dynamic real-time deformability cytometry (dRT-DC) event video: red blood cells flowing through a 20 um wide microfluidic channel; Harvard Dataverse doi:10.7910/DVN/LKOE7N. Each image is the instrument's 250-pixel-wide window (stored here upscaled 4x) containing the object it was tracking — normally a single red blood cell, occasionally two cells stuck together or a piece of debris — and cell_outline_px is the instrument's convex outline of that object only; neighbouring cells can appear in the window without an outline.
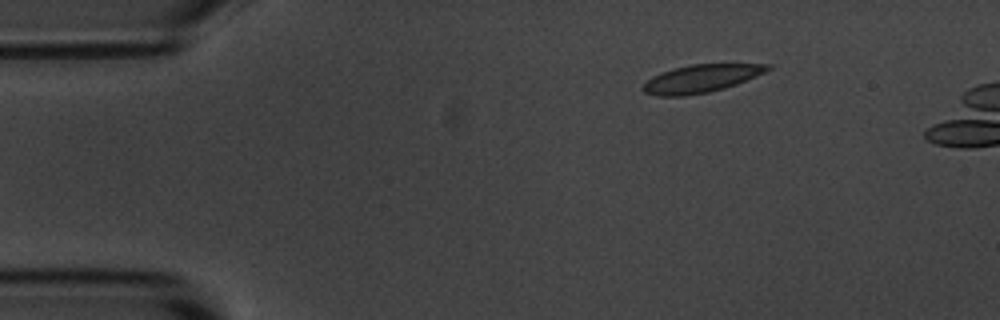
{"species": "common noctule bat (a hibernating species)", "species_latin": "Nyctalus noctula", "temperature_condition": "room temperature", "stored_images_in_passage": 3, "camera_frame_rate_fps": 3000, "um_per_image_px": 0.085, "animal": {"sex": "male", "body_mass_g": 20.1, "forearm_length_mm": 53.5}, "frame": {"image": 1, "passage_image": 3, "time_ms": 2.333, "image_size_px": [1000, 320], "cell_outline_px": [[772, 68], [756, 76], [736, 84], [724, 88], [708, 92], [684, 96], [656, 96], [644, 92], [644, 84], [652, 76], [672, 68], [692, 64], [772, 64]], "centroid_in_image_um": [59.59, 6.67], "position_along_channel_um": 25.4, "area_um2": 20.06}}